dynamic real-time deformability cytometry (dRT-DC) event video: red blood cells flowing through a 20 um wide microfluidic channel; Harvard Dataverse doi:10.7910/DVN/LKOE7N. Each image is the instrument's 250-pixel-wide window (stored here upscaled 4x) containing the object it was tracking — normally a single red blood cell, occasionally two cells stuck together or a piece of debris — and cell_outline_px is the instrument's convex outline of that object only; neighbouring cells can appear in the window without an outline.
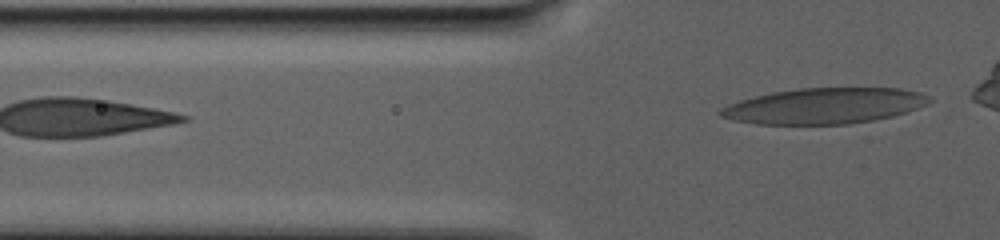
{"species": "human", "species_latin": "Homo sapiens", "temperature_condition": "warm", "stored_images_in_passage": 12, "segment_of_instrument_passage": [2, 2], "camera_frame_rate_fps": 3000, "um_per_image_px": 0.085, "donor": {"sex": "male"}, "frame": {"image": 1, "passage_image": 12, "time_ms": 6.0, "image_size_px": [1000, 240], "cell_outline_px": [[932, 100], [928, 104], [908, 112], [892, 116], [872, 120], [848, 124], [756, 124], [736, 120], [720, 116], [716, 112], [720, 108], [728, 104], [740, 100], [772, 92], [800, 88], [900, 88], [920, 92], [932, 96]], "centroid_in_image_um": [70.1, 8.99], "position_along_channel_um": 55.7, "area_um2": 43.64}}